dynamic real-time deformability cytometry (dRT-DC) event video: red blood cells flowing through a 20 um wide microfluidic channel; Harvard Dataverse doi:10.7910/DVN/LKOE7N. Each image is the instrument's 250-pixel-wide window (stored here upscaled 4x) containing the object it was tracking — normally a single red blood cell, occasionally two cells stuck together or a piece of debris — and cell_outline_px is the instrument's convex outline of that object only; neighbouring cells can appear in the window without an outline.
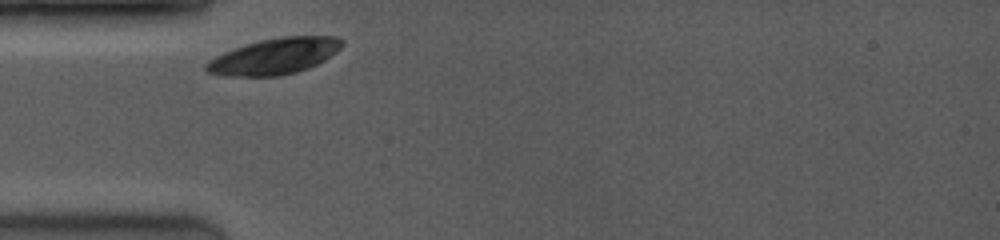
{"species": "common noctule bat (a hibernating species)", "species_latin": "Nyctalus noctula", "temperature_condition": "room temperature", "stored_images_in_passage": 21, "camera_frame_rate_fps": 4000, "um_per_image_px": 0.085, "animal": {"sex": "female", "body_mass_g": 19.0, "forearm_length_mm": 53.3}, "frame": {"image": 1, "passage_image": 1, "time_ms": 0.0, "image_size_px": [1000, 240], "cell_outline_px": [[344, 44], [336, 52], [324, 60], [316, 64], [296, 72], [280, 76], [228, 76], [208, 72], [204, 68], [204, 64], [216, 56], [224, 52], [244, 44], [260, 40], [284, 36], [336, 36], [344, 40]], "centroid_in_image_um": [23.34, 4.77], "position_along_channel_um": 61.7, "area_um2": 28.44}}
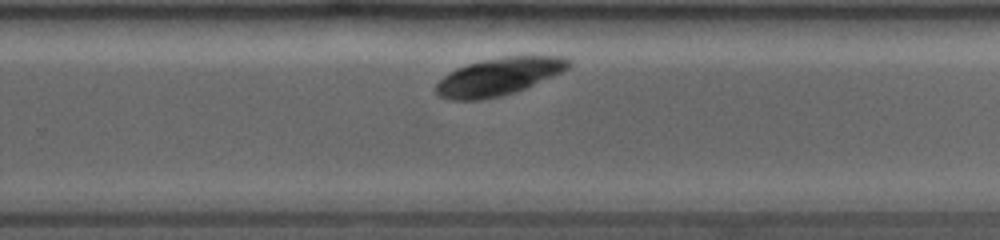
{"frame": {"image": 2, "passage_image": 15, "time_ms": 3.5, "image_size_px": [1000, 240], "cell_outline_px": [[572, 64], [568, 68], [560, 72], [524, 88], [500, 96], [480, 100], [452, 100], [440, 96], [436, 92], [436, 84], [444, 76], [468, 64], [484, 60], [504, 56], [564, 56], [572, 60]], "centroid_in_image_um": [42.41, 6.5], "position_along_channel_um": 287.4, "area_um2": 28.38}}
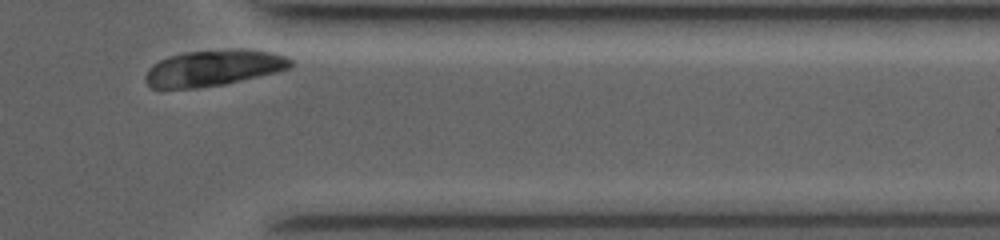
{"frame": {"image": 3, "passage_image": 20, "time_ms": 4.75, "image_size_px": [1000, 240], "cell_outline_px": [[292, 64], [288, 68], [276, 72], [224, 84], [196, 88], [152, 88], [144, 80], [144, 76], [152, 64], [160, 60], [172, 56], [188, 52], [268, 52], [284, 56], [292, 60]], "centroid_in_image_um": [18.06, 5.84], "position_along_channel_um": 393.3, "area_um2": 28.96}}